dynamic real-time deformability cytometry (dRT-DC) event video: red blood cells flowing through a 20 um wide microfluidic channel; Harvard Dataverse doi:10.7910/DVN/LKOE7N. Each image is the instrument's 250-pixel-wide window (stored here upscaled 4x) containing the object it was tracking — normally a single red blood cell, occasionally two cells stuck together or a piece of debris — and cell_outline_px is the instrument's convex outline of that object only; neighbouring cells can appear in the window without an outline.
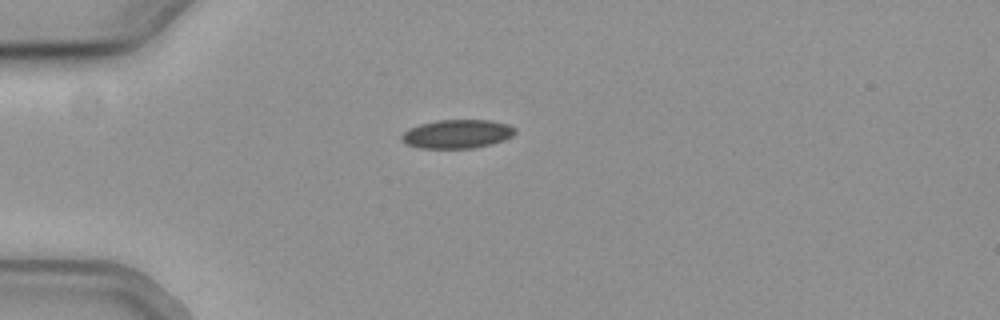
{"species": "common noctule bat (a hibernating species)", "species_latin": "Nyctalus noctula", "temperature_condition": "cold", "stored_images_in_passage": 41, "camera_frame_rate_fps": 3000, "um_per_image_px": 0.085, "animal": {"sex": "female", "body_mass_g": 19.3, "forearm_length_mm": 54.1}, "frame": {"image": 1, "passage_image": 1, "time_ms": 0.0, "image_size_px": [1000, 320], "cell_outline_px": [[516, 132], [512, 136], [504, 140], [492, 144], [472, 148], [420, 148], [408, 144], [400, 140], [400, 136], [408, 128], [420, 124], [436, 120], [492, 120], [508, 124], [516, 128]], "centroid_in_image_um": [38.87, 11.38], "position_along_channel_um": 46.1, "area_um2": 19.13}}
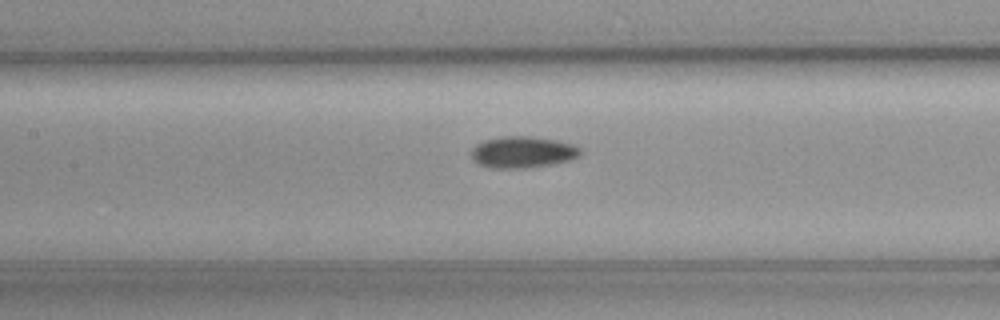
{"frame": {"image": 2, "passage_image": 12, "time_ms": 3.667, "image_size_px": [1000, 320], "cell_outline_px": [[580, 156], [568, 160], [552, 164], [524, 168], [492, 168], [480, 164], [472, 156], [472, 148], [476, 144], [484, 140], [504, 136], [532, 136], [556, 140], [576, 144], [580, 148]], "centroid_in_image_um": [44.46, 12.92], "position_along_channel_um": 162.9, "area_um2": 19.94}}
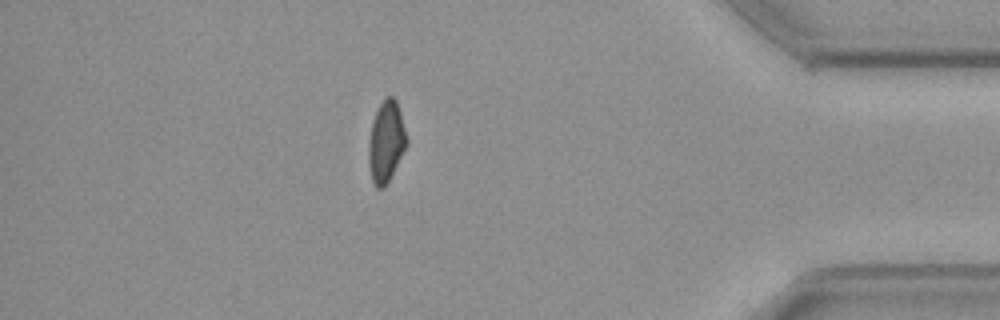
{"frame": {"image": 3, "passage_image": 34, "time_ms": 11.0, "image_size_px": [1000, 320], "cell_outline_px": [[408, 144], [384, 188], [376, 188], [372, 180], [368, 160], [368, 144], [372, 120], [380, 104], [388, 96], [392, 96], [396, 100], [400, 112], [408, 140]], "centroid_in_image_um": [32.81, 12.05], "position_along_channel_um": 402.4, "area_um2": 17.86}, "authors_computed_cell_mechanics": {"area_um2": 18.8428, "velocity_mm_per_s": 3.804, "shape_relaxation_time_tau1_ms": 6.704, "shape_relaxation_time_tau2_ms": null, "deformation_change_tau1": 0.085, "deformation_change_tau2": null}}